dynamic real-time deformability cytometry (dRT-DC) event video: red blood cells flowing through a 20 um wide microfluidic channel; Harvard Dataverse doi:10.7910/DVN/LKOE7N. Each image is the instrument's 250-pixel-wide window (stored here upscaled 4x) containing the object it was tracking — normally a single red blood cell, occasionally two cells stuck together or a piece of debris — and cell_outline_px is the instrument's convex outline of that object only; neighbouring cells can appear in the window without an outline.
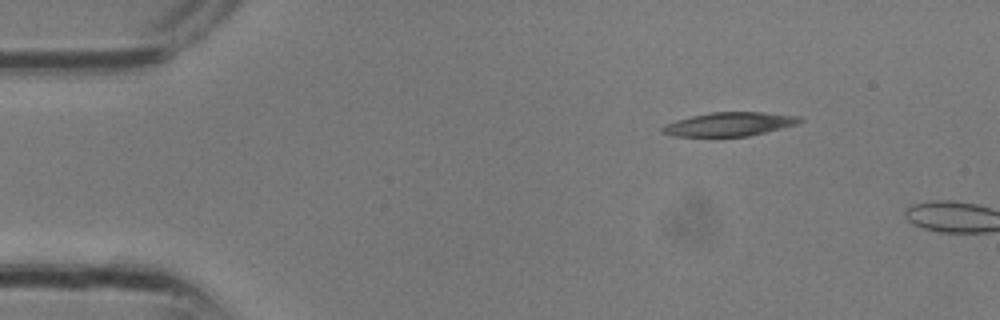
{"species": "common noctule bat (a hibernating species)", "species_latin": "Nyctalus noctula", "temperature_condition": "room temperature", "stored_images_in_passage": 2, "camera_frame_rate_fps": 3000, "um_per_image_px": 0.085, "animal": {"sex": "male", "body_mass_g": 13.3}, "frame": {"image": 1, "passage_image": 1, "time_ms": 0.0, "image_size_px": [1000, 320], "cell_outline_px": [[804, 120], [796, 124], [748, 136], [672, 136], [660, 132], [660, 128], [664, 124], [676, 120], [692, 116], [712, 112], [760, 112], [800, 116]], "centroid_in_image_um": [61.95, 10.55], "position_along_channel_um": 23.1, "area_um2": 18.9}}